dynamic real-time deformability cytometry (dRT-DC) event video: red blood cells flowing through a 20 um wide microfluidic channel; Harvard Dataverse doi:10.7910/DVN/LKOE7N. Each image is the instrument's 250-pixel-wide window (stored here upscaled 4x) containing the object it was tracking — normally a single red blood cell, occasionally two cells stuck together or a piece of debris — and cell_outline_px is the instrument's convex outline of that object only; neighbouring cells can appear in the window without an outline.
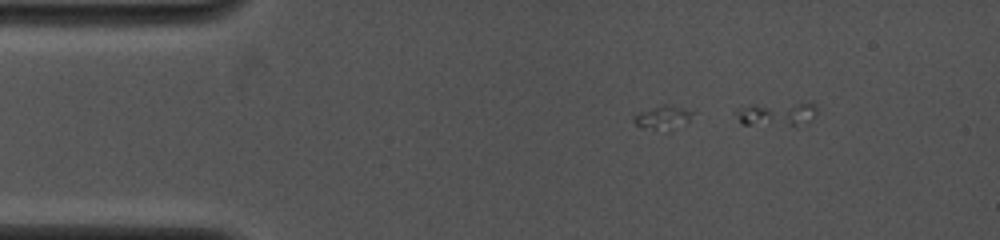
{"species": "common noctule bat (a hibernating species)", "species_latin": "Nyctalus noctula", "temperature_condition": "cold", "stored_images_in_passage": 5, "camera_frame_rate_fps": 4000, "um_per_image_px": 0.085, "animal": {"sex": "female", "body_mass_g": 19.0, "forearm_length_mm": 53.3}, "frame": {"image": 1, "passage_image": 1, "time_ms": 0.0, "image_size_px": [1000, 240], "cell_outline_px": [[816, 112], [808, 120], [796, 124], [740, 124], [736, 116], [736, 112], [740, 108], [752, 104], [816, 104]], "centroid_in_image_um": [65.92, 9.67], "position_along_channel_um": 19.1, "area_um2": 10.46}}